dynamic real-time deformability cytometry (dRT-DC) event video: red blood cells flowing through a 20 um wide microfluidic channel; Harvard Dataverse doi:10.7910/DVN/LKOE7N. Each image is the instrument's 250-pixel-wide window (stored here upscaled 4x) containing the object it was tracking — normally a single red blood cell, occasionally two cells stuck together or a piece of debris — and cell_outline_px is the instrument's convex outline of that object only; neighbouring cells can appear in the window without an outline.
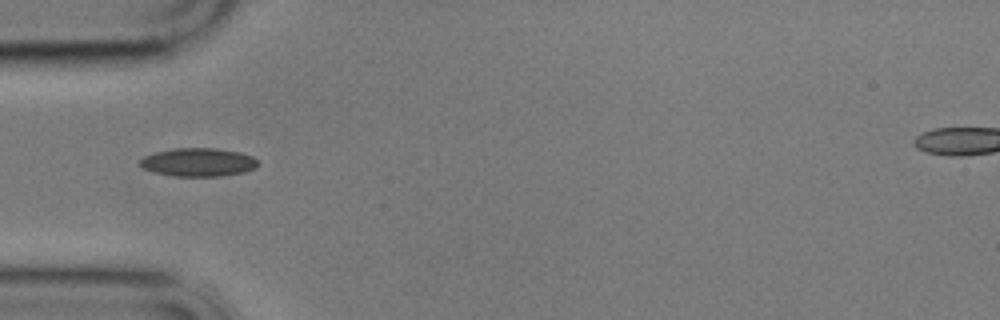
{"species": "common noctule bat (a hibernating species)", "species_latin": "Nyctalus noctula", "temperature_condition": "cold", "stored_images_in_passage": 11, "camera_frame_rate_fps": 3000, "um_per_image_px": 0.085, "animal": {"sex": "male", "body_mass_g": 17.9}, "frame": {"image": 1, "passage_image": 1, "time_ms": 0.0, "image_size_px": [1000, 320], "cell_outline_px": [[260, 164], [256, 168], [244, 172], [220, 176], [172, 176], [156, 172], [144, 168], [140, 164], [140, 160], [144, 156], [156, 152], [176, 148], [216, 148], [240, 152], [252, 156]], "centroid_in_image_um": [16.89, 13.79], "position_along_channel_um": 68.1, "area_um2": 19.42}}
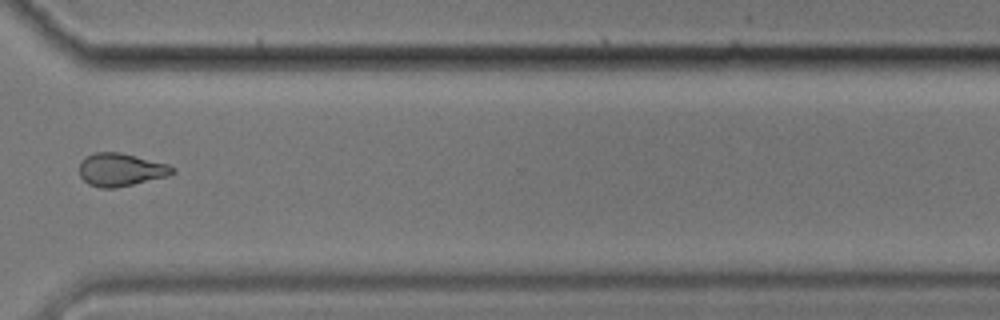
{"frame": {"image": 2, "passage_image": 8, "time_ms": 8.333, "image_size_px": [1000, 320], "cell_outline_px": [[176, 172], [168, 176], [116, 188], [100, 188], [88, 184], [80, 176], [80, 160], [96, 152], [120, 152], [168, 164], [176, 168]], "centroid_in_image_um": [10.28, 14.43], "position_along_channel_um": 360.3, "area_um2": 17.92}}
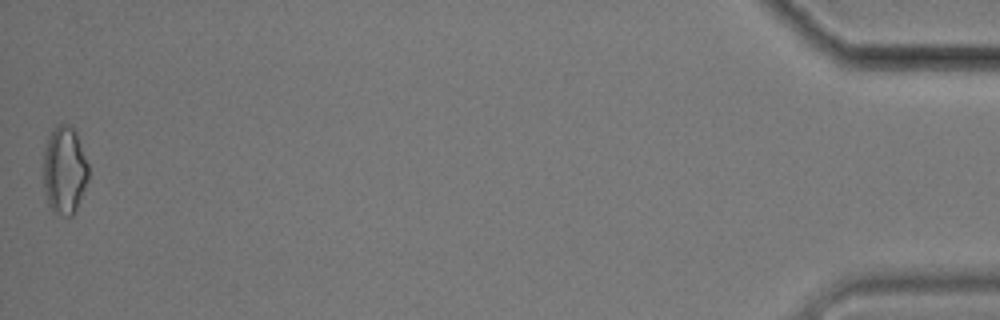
{"frame": {"image": 3, "passage_image": 11, "time_ms": 13.0, "image_size_px": [1000, 320], "cell_outline_px": [[88, 180], [76, 208], [72, 216], [64, 216], [52, 212], [48, 204], [44, 192], [44, 148], [48, 136], [60, 124], [72, 124], [76, 132], [88, 164]], "centroid_in_image_um": [5.47, 14.48], "position_along_channel_um": 429.7, "area_um2": 23.06}, "authors_computed_cell_mechanics": {"area_um2": 18.2648, "velocity_mm_per_s": 3.5064, "shape_relaxation_time_tau1_ms": 7.8732, "shape_relaxation_time_tau2_ms": 4.3355, "deformation_change_tau1": 0.1395, "deformation_change_tau2": 0.0872}}